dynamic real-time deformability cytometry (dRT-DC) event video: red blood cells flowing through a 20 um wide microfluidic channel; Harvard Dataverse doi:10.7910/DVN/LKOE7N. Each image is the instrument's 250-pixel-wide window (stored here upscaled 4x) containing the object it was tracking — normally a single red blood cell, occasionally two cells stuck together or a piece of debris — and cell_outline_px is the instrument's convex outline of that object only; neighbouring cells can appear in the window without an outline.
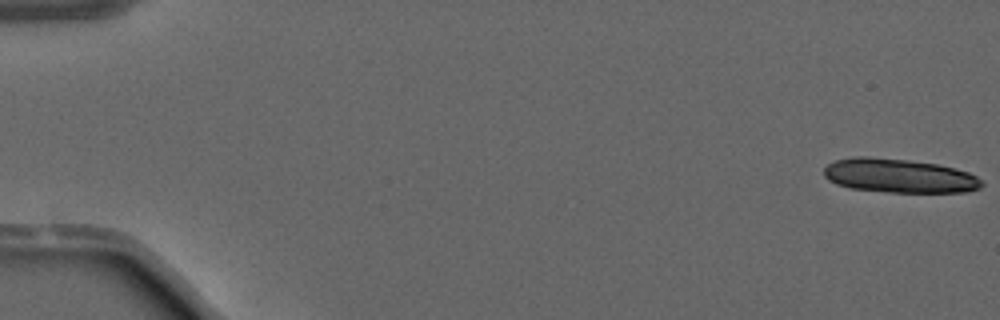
{"species": "common noctule bat (a hibernating species)", "species_latin": "Nyctalus noctula", "temperature_condition": "warm", "stored_images_in_passage": 16, "camera_frame_rate_fps": 3000, "um_per_image_px": 0.085, "animal": {"sex": "male", "forearm_length_mm": 52.5}, "frame": {"image": 1, "passage_image": 1, "time_ms": 0.0, "image_size_px": [1000, 320], "cell_outline_px": [[984, 184], [980, 188], [968, 192], [888, 192], [848, 188], [836, 184], [828, 180], [824, 176], [824, 168], [828, 164], [836, 160], [856, 156], [868, 156], [908, 160], [936, 164], [968, 172], [984, 180]], "centroid_in_image_um": [76.42, 14.95], "position_along_channel_um": 8.6, "area_um2": 31.39}}
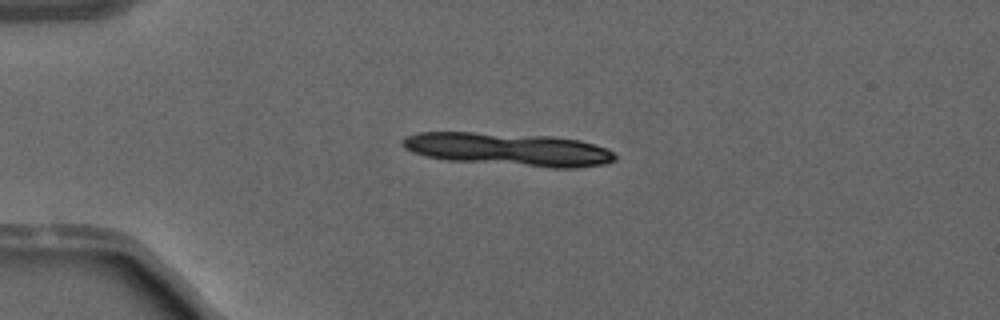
{"frame": {"image": 2, "passage_image": 13, "time_ms": 4.0, "image_size_px": [1000, 320], "cell_outline_px": [[616, 160], [608, 164], [576, 168], [548, 168], [448, 160], [424, 156], [412, 152], [404, 148], [400, 144], [400, 140], [404, 136], [420, 132], [472, 132], [552, 136], [580, 140], [608, 148], [616, 156]], "centroid_in_image_um": [43.23, 12.7], "position_along_channel_um": 41.8, "area_um2": 41.5}}